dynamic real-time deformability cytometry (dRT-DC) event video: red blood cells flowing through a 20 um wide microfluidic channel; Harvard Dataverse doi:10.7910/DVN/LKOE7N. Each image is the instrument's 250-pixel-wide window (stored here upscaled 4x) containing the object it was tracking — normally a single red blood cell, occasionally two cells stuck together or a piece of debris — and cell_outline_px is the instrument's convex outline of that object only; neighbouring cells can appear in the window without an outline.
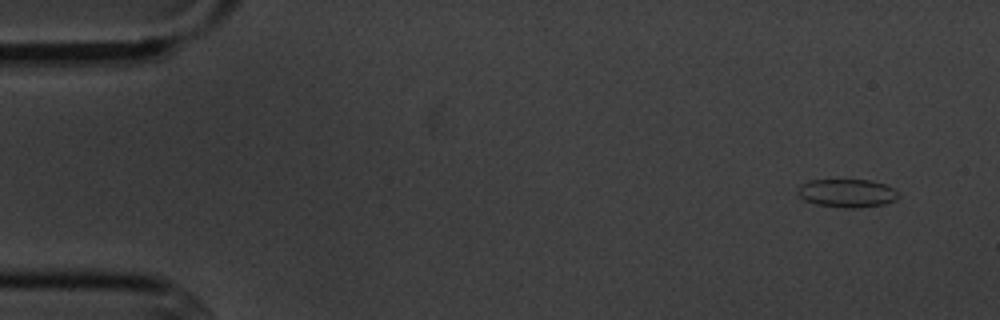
{"species": "common noctule bat (a hibernating species)", "species_latin": "Nyctalus noctula", "temperature_condition": "cold", "stored_images_in_passage": 5, "camera_frame_rate_fps": 3000, "um_per_image_px": 0.085, "animal": {"sex": "male", "body_mass_g": 20.1, "forearm_length_mm": 53.5}, "frame": {"image": 1, "passage_image": 1, "time_ms": 0.0, "image_size_px": [1000, 320], "cell_outline_px": [[900, 196], [896, 200], [884, 204], [856, 208], [844, 208], [816, 204], [804, 200], [800, 196], [800, 184], [808, 180], [872, 180], [884, 184], [892, 188]], "centroid_in_image_um": [72.02, 16.42], "position_along_channel_um": 13.0, "area_um2": 16.47}}